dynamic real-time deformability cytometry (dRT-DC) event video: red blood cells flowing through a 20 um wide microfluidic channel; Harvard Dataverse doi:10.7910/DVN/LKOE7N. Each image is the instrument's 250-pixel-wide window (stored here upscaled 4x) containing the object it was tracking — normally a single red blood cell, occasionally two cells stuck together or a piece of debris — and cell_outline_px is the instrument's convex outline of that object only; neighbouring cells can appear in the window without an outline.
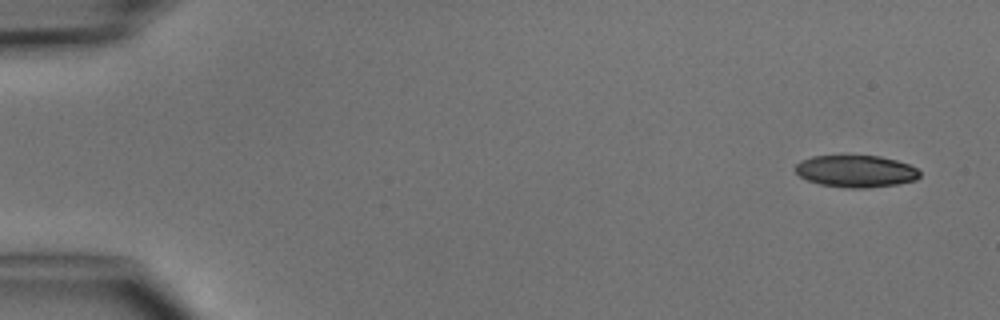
{"species": "common noctule bat (a hibernating species)", "species_latin": "Nyctalus noctula", "temperature_condition": "cold", "stored_images_in_passage": 6, "camera_frame_rate_fps": 3000, "um_per_image_px": 0.085, "animal": {"sex": "male", "body_mass_g": 15.6}, "frame": {"image": 1, "passage_image": 1, "time_ms": 0.0, "image_size_px": [1000, 320], "cell_outline_px": [[920, 176], [916, 180], [896, 184], [868, 188], [848, 188], [820, 184], [808, 180], [800, 176], [792, 168], [800, 160], [812, 156], [840, 152], [880, 156], [896, 160], [908, 164], [916, 168], [920, 172]], "centroid_in_image_um": [72.69, 14.5], "position_along_channel_um": 12.3, "area_um2": 24.22}}
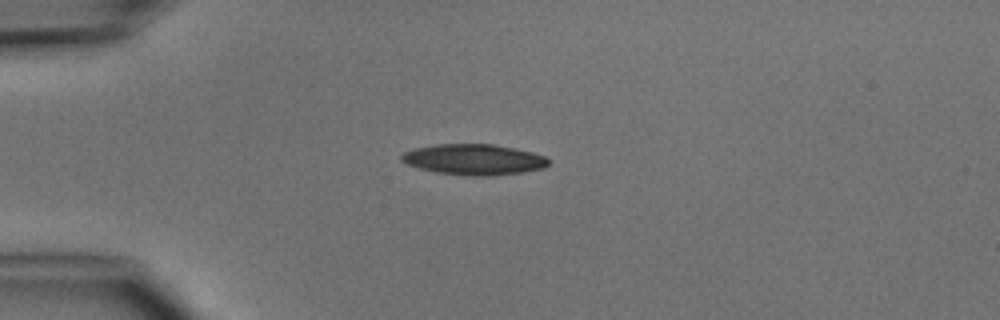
{"frame": {"image": 2, "passage_image": 4, "time_ms": 3.333, "image_size_px": [1000, 320], "cell_outline_px": [[548, 164], [544, 168], [524, 172], [488, 176], [472, 176], [436, 172], [420, 168], [408, 164], [400, 160], [400, 156], [404, 152], [412, 148], [432, 144], [492, 144], [516, 148], [532, 152], [544, 156], [548, 160]], "centroid_in_image_um": [40.26, 13.55], "position_along_channel_um": 44.7, "area_um2": 26.41}}
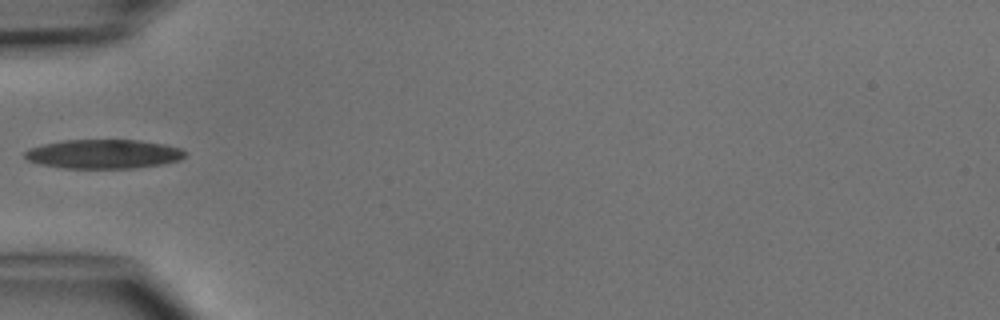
{"frame": {"image": 3, "passage_image": 5, "time_ms": 4.667, "image_size_px": [1000, 320], "cell_outline_px": [[188, 152], [180, 160], [164, 164], [136, 168], [64, 168], [40, 164], [28, 160], [24, 156], [24, 152], [28, 148], [44, 144], [64, 140], [140, 140], [164, 144], [180, 148]], "centroid_in_image_um": [8.82, 13.09], "position_along_channel_um": 76.2, "area_um2": 27.34}}